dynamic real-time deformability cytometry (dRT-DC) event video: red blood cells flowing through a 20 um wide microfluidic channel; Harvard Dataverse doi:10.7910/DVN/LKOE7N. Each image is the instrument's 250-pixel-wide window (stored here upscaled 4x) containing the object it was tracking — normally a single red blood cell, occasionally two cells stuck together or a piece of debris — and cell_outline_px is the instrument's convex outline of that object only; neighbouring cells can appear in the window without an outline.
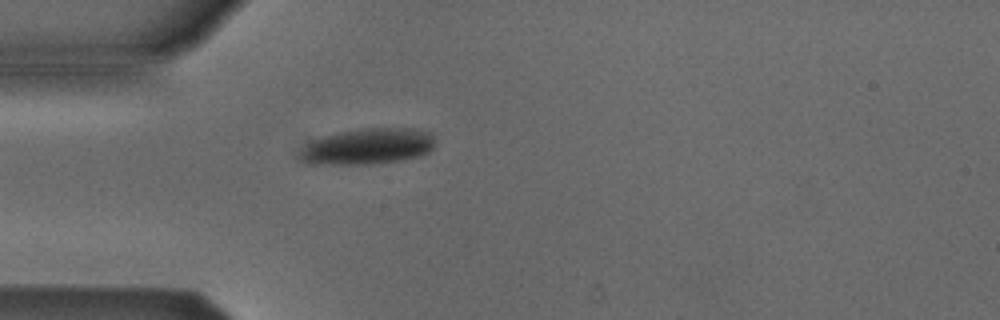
{"species": "Egyptian fruit bat (a non-hibernating species)", "species_latin": "Rousettus aegyptiacus", "temperature_condition": "cold", "stored_images_in_passage": 4, "camera_frame_rate_fps": 3000, "um_per_image_px": 0.085, "animal": {"sex": "male"}, "frame": {"image": 1, "passage_image": 4, "time_ms": 4.667, "image_size_px": [1000, 320], "cell_outline_px": [[432, 148], [428, 152], [420, 156], [400, 160], [372, 164], [308, 164], [300, 156], [300, 152], [312, 140], [324, 136], [340, 132], [360, 128], [412, 128], [432, 132]], "centroid_in_image_um": [31.28, 12.44], "position_along_channel_um": 53.7, "area_um2": 28.15}}